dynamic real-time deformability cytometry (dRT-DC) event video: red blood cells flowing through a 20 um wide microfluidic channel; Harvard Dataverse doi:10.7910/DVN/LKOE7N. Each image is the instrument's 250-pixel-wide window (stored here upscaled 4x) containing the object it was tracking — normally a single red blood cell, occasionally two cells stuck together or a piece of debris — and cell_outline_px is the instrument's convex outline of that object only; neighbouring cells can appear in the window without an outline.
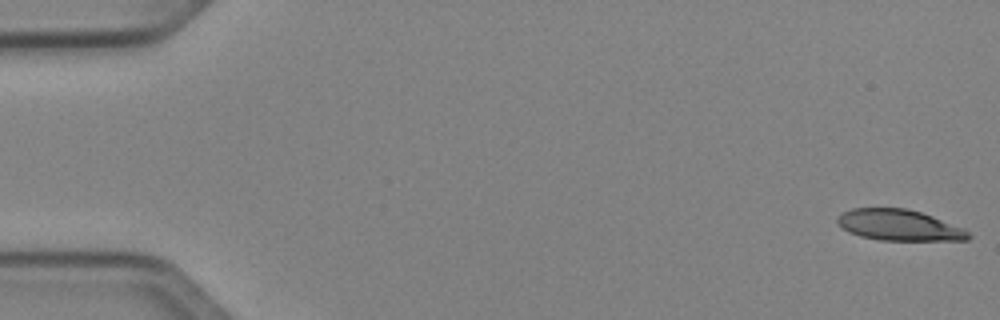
{"species": "Egyptian fruit bat (a non-hibernating species)", "species_latin": "Rousettus aegyptiacus", "temperature_condition": "cold", "stored_images_in_passage": 51, "camera_frame_rate_fps": 3000, "um_per_image_px": 0.085, "animal": {"sex": "female"}, "frame": {"image": 1, "passage_image": 1, "time_ms": 0.0, "image_size_px": [1000, 320], "cell_outline_px": [[972, 236], [968, 240], [880, 240], [860, 236], [848, 232], [836, 220], [836, 216], [852, 208], [908, 208], [932, 216], [964, 228]], "centroid_in_image_um": [76.43, 19.14], "position_along_channel_um": 8.6, "area_um2": 23.58}}
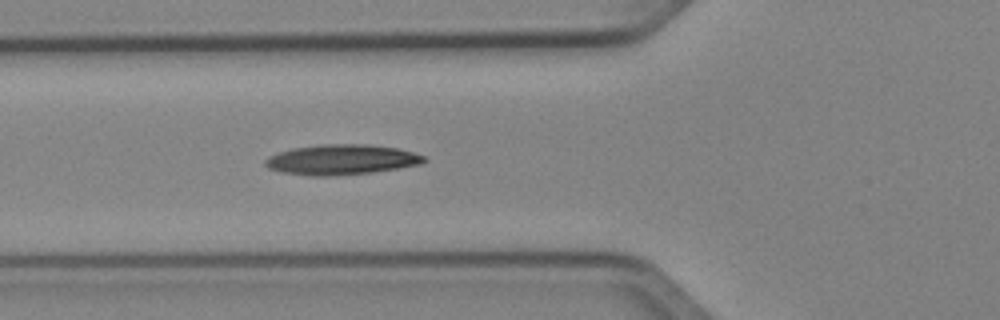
{"frame": {"image": 2, "passage_image": 19, "time_ms": 6.0, "image_size_px": [1000, 320], "cell_outline_px": [[428, 160], [420, 164], [372, 172], [336, 176], [312, 176], [280, 172], [268, 168], [264, 164], [264, 160], [268, 156], [292, 148], [320, 144], [364, 144], [396, 148], [412, 152], [424, 156]], "centroid_in_image_um": [28.97, 13.57], "position_along_channel_um": 96.8, "area_um2": 27.92}}
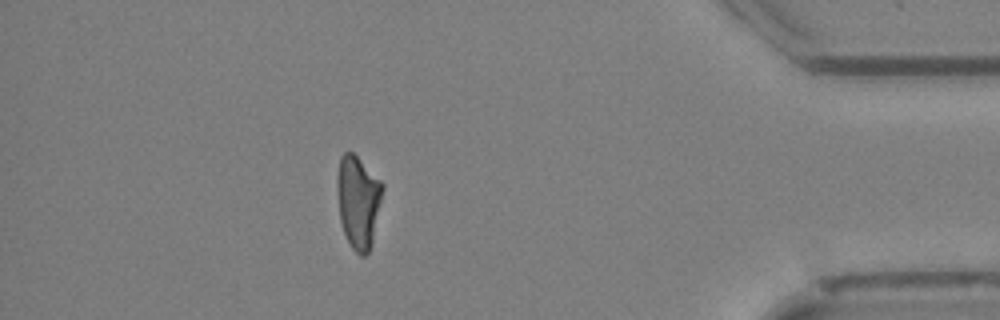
{"frame": {"image": 3, "passage_image": 45, "time_ms": 14.667, "image_size_px": [1000, 320], "cell_outline_px": [[384, 188], [372, 244], [368, 252], [364, 256], [360, 256], [352, 248], [344, 232], [340, 220], [336, 188], [336, 176], [340, 156], [344, 152], [352, 152], [384, 184]], "centroid_in_image_um": [30.44, 17.13], "position_along_channel_um": 404.8, "area_um2": 24.62}, "authors_computed_cell_mechanics": {"area_um2": 25.3742, "velocity_mm_per_s": 4.0516, "shape_relaxation_time_tau1_ms": 8.0121, "shape_relaxation_time_tau2_ms": 4.9474, "deformation_change_tau1": 0.2286, "deformation_change_tau2": 0.1525}}